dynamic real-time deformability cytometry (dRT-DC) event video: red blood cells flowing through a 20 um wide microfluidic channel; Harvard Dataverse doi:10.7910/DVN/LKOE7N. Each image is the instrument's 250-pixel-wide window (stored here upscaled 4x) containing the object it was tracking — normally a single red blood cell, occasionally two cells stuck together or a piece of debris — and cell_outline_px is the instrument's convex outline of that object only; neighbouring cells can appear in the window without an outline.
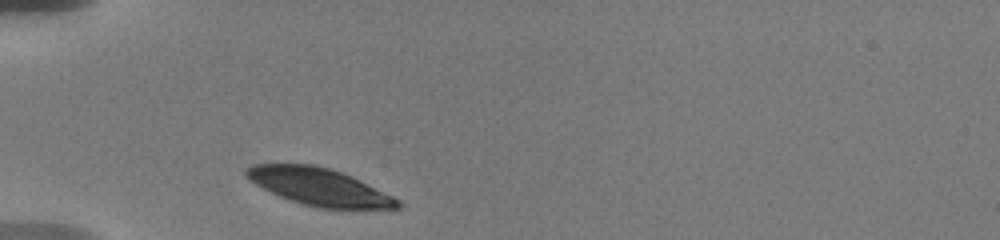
{"species": "human", "species_latin": "Homo sapiens", "temperature_condition": "warm", "stored_images_in_passage": 6, "camera_frame_rate_fps": 3000, "um_per_image_px": 0.085, "donor": {"sex": "male"}, "frame": {"image": 1, "passage_image": 1, "time_ms": 0.0, "image_size_px": [1000, 240], "cell_outline_px": [[400, 208], [316, 208], [280, 196], [248, 180], [244, 176], [244, 168], [252, 164], [312, 164], [332, 168], [352, 176], [400, 200]], "centroid_in_image_um": [27.09, 15.85], "position_along_channel_um": 57.9, "area_um2": 32.66}}
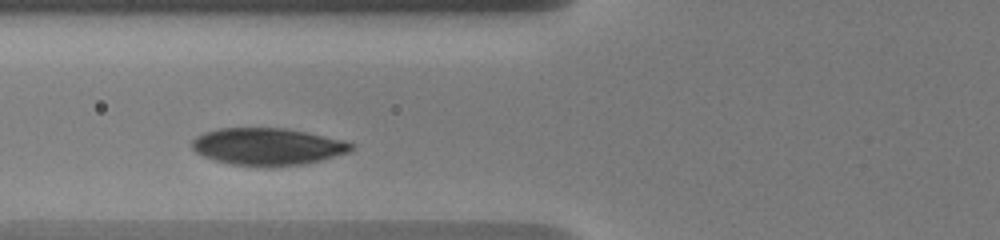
{"frame": {"image": 2, "passage_image": 4, "time_ms": 1.667, "image_size_px": [1000, 240], "cell_outline_px": [[352, 148], [348, 152], [308, 164], [276, 168], [268, 168], [232, 164], [216, 160], [204, 156], [196, 152], [192, 148], [192, 140], [196, 136], [204, 132], [220, 128], [288, 128], [344, 140], [352, 144]], "centroid_in_image_um": [22.75, 12.48], "position_along_channel_um": 103.1, "area_um2": 34.85}}
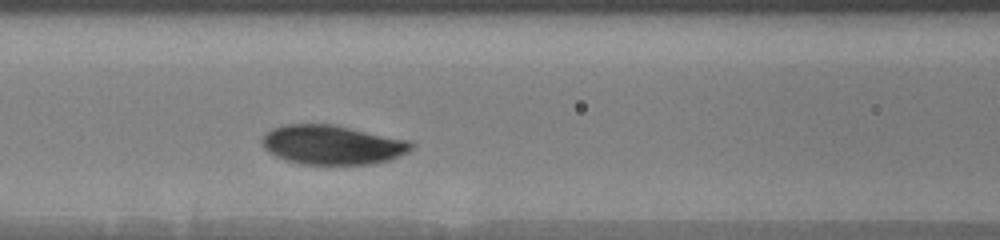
{"frame": {"image": 3, "passage_image": 6, "time_ms": 2.667, "image_size_px": [1000, 240], "cell_outline_px": [[416, 144], [408, 152], [400, 156], [388, 160], [368, 164], [300, 164], [284, 160], [268, 152], [260, 144], [260, 140], [272, 128], [288, 124], [332, 124], [408, 140]], "centroid_in_image_um": [28.22, 12.31], "position_along_channel_um": 138.4, "area_um2": 34.16}}